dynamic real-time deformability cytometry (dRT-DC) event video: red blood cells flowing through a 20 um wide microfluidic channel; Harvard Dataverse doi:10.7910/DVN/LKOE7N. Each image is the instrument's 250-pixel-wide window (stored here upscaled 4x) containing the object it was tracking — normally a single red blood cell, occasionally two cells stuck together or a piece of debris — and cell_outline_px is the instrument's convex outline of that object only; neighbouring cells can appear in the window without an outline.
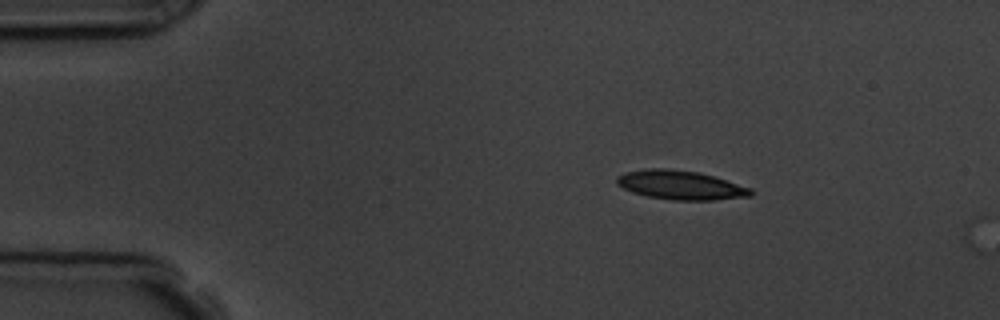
{"species": "common noctule bat (a hibernating species)", "species_latin": "Nyctalus noctula", "temperature_condition": "room temperature", "stored_images_in_passage": 2, "camera_frame_rate_fps": 3000, "um_per_image_px": 0.085, "animal": {"sex": "male", "body_mass_g": 19.5, "forearm_length_mm": 54.6}, "frame": {"image": 1, "passage_image": 1, "time_ms": 0.0, "image_size_px": [1000, 320], "cell_outline_px": [[756, 192], [752, 196], [712, 200], [672, 200], [648, 196], [632, 192], [616, 184], [616, 176], [628, 172], [648, 168], [664, 168], [700, 172], [752, 188]], "centroid_in_image_um": [57.88, 15.73], "position_along_channel_um": 27.1, "area_um2": 22.72}}